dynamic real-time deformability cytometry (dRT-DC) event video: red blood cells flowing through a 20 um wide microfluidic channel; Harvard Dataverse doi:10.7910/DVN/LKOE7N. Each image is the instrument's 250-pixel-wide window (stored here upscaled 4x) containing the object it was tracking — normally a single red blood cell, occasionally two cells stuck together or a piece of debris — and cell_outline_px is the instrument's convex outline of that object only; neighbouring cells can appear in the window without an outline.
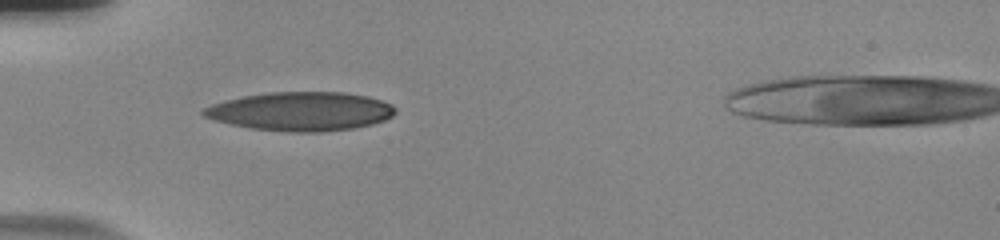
{"species": "human", "species_latin": "Homo sapiens", "temperature_condition": "room temperature", "stored_images_in_passage": 4, "camera_frame_rate_fps": 3000, "um_per_image_px": 0.085, "donor": {"sex": "male"}, "frame": {"image": 1, "passage_image": 1, "time_ms": 0.0, "image_size_px": [1000, 240], "cell_outline_px": [[396, 112], [392, 116], [384, 120], [372, 124], [352, 128], [320, 132], [288, 132], [252, 128], [204, 116], [200, 112], [204, 108], [212, 104], [244, 96], [272, 92], [340, 92], [364, 96], [380, 100], [392, 104], [396, 108]], "centroid_in_image_um": [25.62, 9.46], "position_along_channel_um": 59.4, "area_um2": 42.71}}